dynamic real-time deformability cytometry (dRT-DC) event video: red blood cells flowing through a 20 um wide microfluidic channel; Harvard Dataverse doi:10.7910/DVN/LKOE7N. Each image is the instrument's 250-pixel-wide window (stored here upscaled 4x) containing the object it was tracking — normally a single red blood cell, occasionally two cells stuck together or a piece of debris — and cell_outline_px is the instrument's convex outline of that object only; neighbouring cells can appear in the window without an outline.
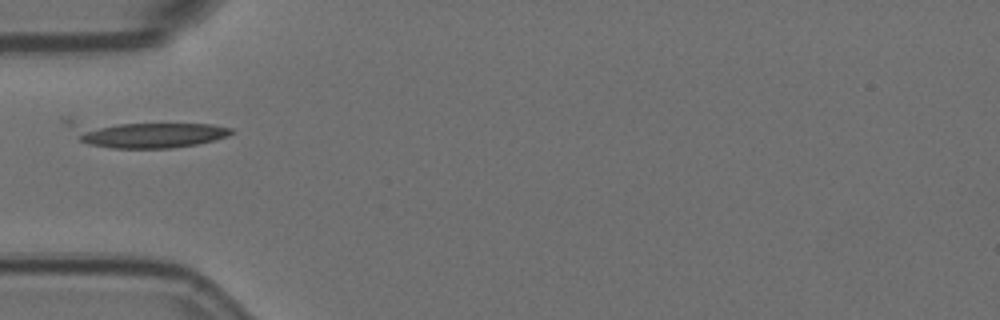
{"species": "Egyptian fruit bat (a non-hibernating species)", "species_latin": "Rousettus aegyptiacus", "temperature_condition": "room temperature", "stored_images_in_passage": 9, "camera_frame_rate_fps": 3000, "um_per_image_px": 0.085, "animal": {"sex": "female"}, "frame": {"image": 1, "passage_image": 1, "time_ms": 0.0, "image_size_px": [1000, 320], "cell_outline_px": [[236, 132], [228, 136], [196, 144], [172, 148], [112, 148], [88, 144], [80, 140], [64, 124], [64, 116], [68, 116], [212, 124], [232, 128]], "centroid_in_image_um": [12.12, 11.27], "position_along_channel_um": 72.9, "area_um2": 28.21}}
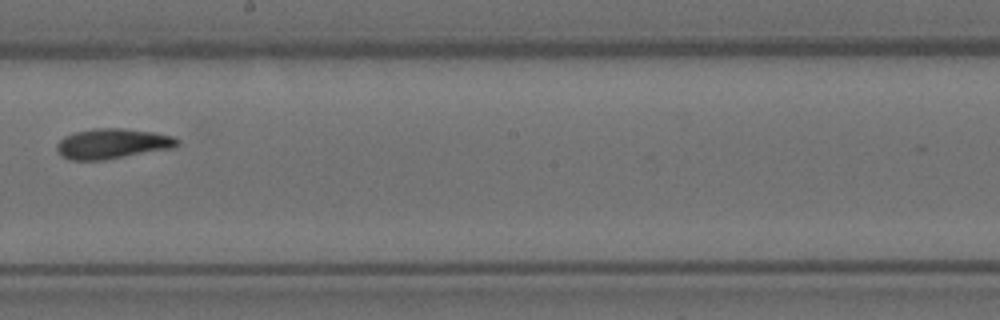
{"frame": {"image": 2, "passage_image": 5, "time_ms": 1.333, "image_size_px": [1000, 320], "cell_outline_px": [[180, 144], [172, 148], [104, 160], [72, 160], [64, 156], [56, 148], [56, 144], [64, 136], [76, 132], [92, 128], [124, 128], [152, 132], [172, 136], [180, 140]], "centroid_in_image_um": [9.57, 12.2], "position_along_channel_um": 238.6, "area_um2": 21.04}}
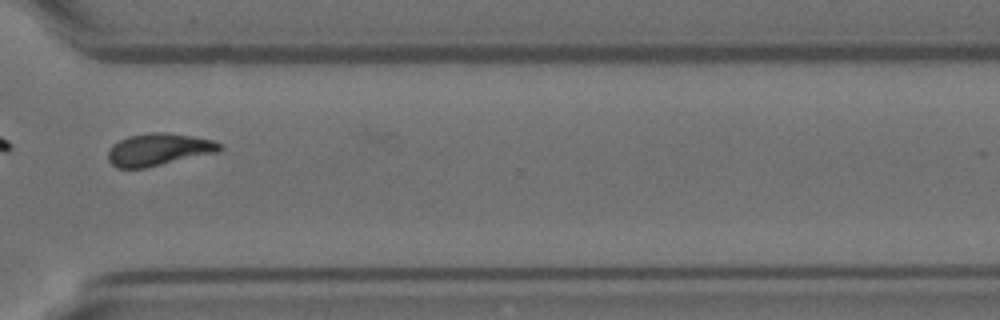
{"frame": {"image": 3, "passage_image": 8, "time_ms": 2.333, "image_size_px": [1000, 320], "cell_outline_px": [[224, 148], [220, 152], [144, 168], [116, 168], [108, 160], [108, 152], [112, 144], [128, 136], [152, 132], [164, 132], [192, 136], [212, 140], [220, 144]], "centroid_in_image_um": [13.49, 12.71], "position_along_channel_um": 357.1, "area_um2": 21.04}}